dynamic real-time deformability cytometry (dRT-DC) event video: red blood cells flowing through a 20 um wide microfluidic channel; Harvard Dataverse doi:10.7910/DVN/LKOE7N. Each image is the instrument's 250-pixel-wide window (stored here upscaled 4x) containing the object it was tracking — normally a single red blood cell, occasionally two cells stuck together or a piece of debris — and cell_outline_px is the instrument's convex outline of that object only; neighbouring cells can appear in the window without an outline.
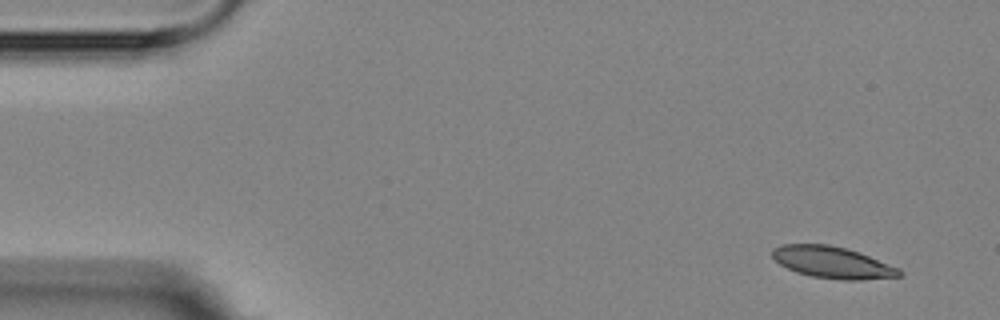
{"species": "Egyptian fruit bat (a non-hibernating species)", "species_latin": "Rousettus aegyptiacus", "temperature_condition": "room temperature", "stored_images_in_passage": 4, "camera_frame_rate_fps": 3000, "um_per_image_px": 0.085, "animal": {"sex": "female"}, "frame": {"image": 1, "passage_image": 1, "time_ms": 0.0, "image_size_px": [1000, 320], "cell_outline_px": [[904, 272], [900, 276], [860, 280], [840, 280], [812, 276], [796, 272], [780, 264], [772, 256], [772, 248], [780, 244], [828, 244], [860, 252], [900, 268]], "centroid_in_image_um": [70.77, 22.3], "position_along_channel_um": 14.2, "area_um2": 23.52}}
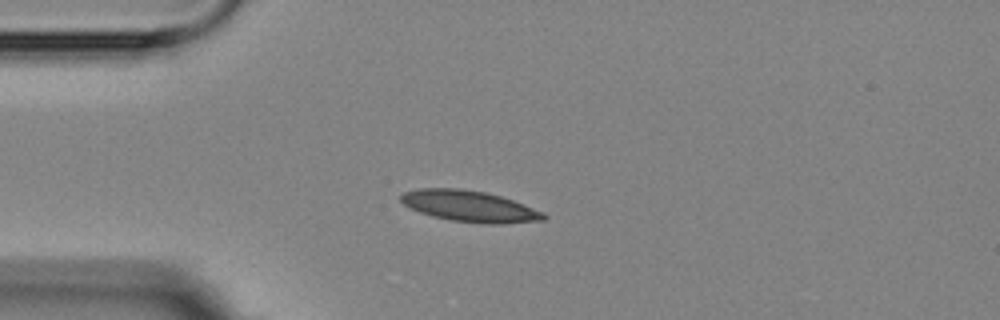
{"frame": {"image": 2, "passage_image": 4, "time_ms": 3.333, "image_size_px": [1000, 320], "cell_outline_px": [[548, 216], [544, 220], [504, 224], [484, 224], [448, 220], [432, 216], [420, 212], [404, 204], [400, 200], [400, 196], [404, 192], [420, 188], [460, 188], [484, 192], [500, 196], [512, 200], [544, 212]], "centroid_in_image_um": [39.93, 17.54], "position_along_channel_um": 45.1, "area_um2": 25.95}}